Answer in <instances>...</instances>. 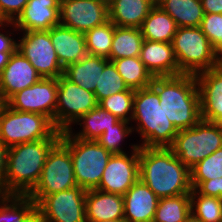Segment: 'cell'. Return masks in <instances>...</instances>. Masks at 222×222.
I'll list each match as a JSON object with an SVG mask.
<instances>
[{"instance_id": "cell-29", "label": "cell", "mask_w": 222, "mask_h": 222, "mask_svg": "<svg viewBox=\"0 0 222 222\" xmlns=\"http://www.w3.org/2000/svg\"><path fill=\"white\" fill-rule=\"evenodd\" d=\"M112 62L130 89L138 90L151 85L154 77L139 56L114 59Z\"/></svg>"}, {"instance_id": "cell-30", "label": "cell", "mask_w": 222, "mask_h": 222, "mask_svg": "<svg viewBox=\"0 0 222 222\" xmlns=\"http://www.w3.org/2000/svg\"><path fill=\"white\" fill-rule=\"evenodd\" d=\"M190 213V194L160 198L152 222H184Z\"/></svg>"}, {"instance_id": "cell-8", "label": "cell", "mask_w": 222, "mask_h": 222, "mask_svg": "<svg viewBox=\"0 0 222 222\" xmlns=\"http://www.w3.org/2000/svg\"><path fill=\"white\" fill-rule=\"evenodd\" d=\"M58 130L43 114L20 112L0 106V140L7 146L50 139Z\"/></svg>"}, {"instance_id": "cell-16", "label": "cell", "mask_w": 222, "mask_h": 222, "mask_svg": "<svg viewBox=\"0 0 222 222\" xmlns=\"http://www.w3.org/2000/svg\"><path fill=\"white\" fill-rule=\"evenodd\" d=\"M41 78L29 60L16 50L0 73V100L5 103L12 95L34 85Z\"/></svg>"}, {"instance_id": "cell-9", "label": "cell", "mask_w": 222, "mask_h": 222, "mask_svg": "<svg viewBox=\"0 0 222 222\" xmlns=\"http://www.w3.org/2000/svg\"><path fill=\"white\" fill-rule=\"evenodd\" d=\"M78 186L74 176L70 151L59 141L48 153L41 176L27 195L34 202L40 197Z\"/></svg>"}, {"instance_id": "cell-5", "label": "cell", "mask_w": 222, "mask_h": 222, "mask_svg": "<svg viewBox=\"0 0 222 222\" xmlns=\"http://www.w3.org/2000/svg\"><path fill=\"white\" fill-rule=\"evenodd\" d=\"M60 142L70 151L77 185L96 189L112 153L97 141L73 137L68 131L61 133Z\"/></svg>"}, {"instance_id": "cell-44", "label": "cell", "mask_w": 222, "mask_h": 222, "mask_svg": "<svg viewBox=\"0 0 222 222\" xmlns=\"http://www.w3.org/2000/svg\"><path fill=\"white\" fill-rule=\"evenodd\" d=\"M23 222H46L41 212L35 208Z\"/></svg>"}, {"instance_id": "cell-28", "label": "cell", "mask_w": 222, "mask_h": 222, "mask_svg": "<svg viewBox=\"0 0 222 222\" xmlns=\"http://www.w3.org/2000/svg\"><path fill=\"white\" fill-rule=\"evenodd\" d=\"M143 41L140 28L115 26L110 61L126 57H138Z\"/></svg>"}, {"instance_id": "cell-17", "label": "cell", "mask_w": 222, "mask_h": 222, "mask_svg": "<svg viewBox=\"0 0 222 222\" xmlns=\"http://www.w3.org/2000/svg\"><path fill=\"white\" fill-rule=\"evenodd\" d=\"M201 104V119L222 123V64L195 75Z\"/></svg>"}, {"instance_id": "cell-11", "label": "cell", "mask_w": 222, "mask_h": 222, "mask_svg": "<svg viewBox=\"0 0 222 222\" xmlns=\"http://www.w3.org/2000/svg\"><path fill=\"white\" fill-rule=\"evenodd\" d=\"M19 50L37 70L42 78H58L63 75L54 45L50 38V30L20 32Z\"/></svg>"}, {"instance_id": "cell-31", "label": "cell", "mask_w": 222, "mask_h": 222, "mask_svg": "<svg viewBox=\"0 0 222 222\" xmlns=\"http://www.w3.org/2000/svg\"><path fill=\"white\" fill-rule=\"evenodd\" d=\"M35 208L27 195L0 194V222H23Z\"/></svg>"}, {"instance_id": "cell-18", "label": "cell", "mask_w": 222, "mask_h": 222, "mask_svg": "<svg viewBox=\"0 0 222 222\" xmlns=\"http://www.w3.org/2000/svg\"><path fill=\"white\" fill-rule=\"evenodd\" d=\"M13 23L20 32L50 30L60 24V0H29Z\"/></svg>"}, {"instance_id": "cell-4", "label": "cell", "mask_w": 222, "mask_h": 222, "mask_svg": "<svg viewBox=\"0 0 222 222\" xmlns=\"http://www.w3.org/2000/svg\"><path fill=\"white\" fill-rule=\"evenodd\" d=\"M159 103V95L151 85L135 90L131 123L136 124H132L133 132L141 138L139 147H170L178 133Z\"/></svg>"}, {"instance_id": "cell-19", "label": "cell", "mask_w": 222, "mask_h": 222, "mask_svg": "<svg viewBox=\"0 0 222 222\" xmlns=\"http://www.w3.org/2000/svg\"><path fill=\"white\" fill-rule=\"evenodd\" d=\"M139 58L153 77L183 74L179 70L172 43L144 40Z\"/></svg>"}, {"instance_id": "cell-3", "label": "cell", "mask_w": 222, "mask_h": 222, "mask_svg": "<svg viewBox=\"0 0 222 222\" xmlns=\"http://www.w3.org/2000/svg\"><path fill=\"white\" fill-rule=\"evenodd\" d=\"M61 131L50 139L8 147L5 195H28L37 184L50 150L60 141Z\"/></svg>"}, {"instance_id": "cell-26", "label": "cell", "mask_w": 222, "mask_h": 222, "mask_svg": "<svg viewBox=\"0 0 222 222\" xmlns=\"http://www.w3.org/2000/svg\"><path fill=\"white\" fill-rule=\"evenodd\" d=\"M177 28L174 19L155 5L140 29L144 40L172 43Z\"/></svg>"}, {"instance_id": "cell-23", "label": "cell", "mask_w": 222, "mask_h": 222, "mask_svg": "<svg viewBox=\"0 0 222 222\" xmlns=\"http://www.w3.org/2000/svg\"><path fill=\"white\" fill-rule=\"evenodd\" d=\"M153 0H108L109 20L118 27L141 28Z\"/></svg>"}, {"instance_id": "cell-24", "label": "cell", "mask_w": 222, "mask_h": 222, "mask_svg": "<svg viewBox=\"0 0 222 222\" xmlns=\"http://www.w3.org/2000/svg\"><path fill=\"white\" fill-rule=\"evenodd\" d=\"M109 62L108 58L87 54L81 60L67 65L63 75L81 88L94 92L100 74Z\"/></svg>"}, {"instance_id": "cell-41", "label": "cell", "mask_w": 222, "mask_h": 222, "mask_svg": "<svg viewBox=\"0 0 222 222\" xmlns=\"http://www.w3.org/2000/svg\"><path fill=\"white\" fill-rule=\"evenodd\" d=\"M195 190L202 195L222 199V177L201 182Z\"/></svg>"}, {"instance_id": "cell-34", "label": "cell", "mask_w": 222, "mask_h": 222, "mask_svg": "<svg viewBox=\"0 0 222 222\" xmlns=\"http://www.w3.org/2000/svg\"><path fill=\"white\" fill-rule=\"evenodd\" d=\"M191 186L195 189L201 182L222 177V147L190 169Z\"/></svg>"}, {"instance_id": "cell-10", "label": "cell", "mask_w": 222, "mask_h": 222, "mask_svg": "<svg viewBox=\"0 0 222 222\" xmlns=\"http://www.w3.org/2000/svg\"><path fill=\"white\" fill-rule=\"evenodd\" d=\"M97 106L94 92L81 88L64 75L58 77L55 111V128L58 131H68L77 120Z\"/></svg>"}, {"instance_id": "cell-15", "label": "cell", "mask_w": 222, "mask_h": 222, "mask_svg": "<svg viewBox=\"0 0 222 222\" xmlns=\"http://www.w3.org/2000/svg\"><path fill=\"white\" fill-rule=\"evenodd\" d=\"M109 20L108 0H60V24L86 33Z\"/></svg>"}, {"instance_id": "cell-2", "label": "cell", "mask_w": 222, "mask_h": 222, "mask_svg": "<svg viewBox=\"0 0 222 222\" xmlns=\"http://www.w3.org/2000/svg\"><path fill=\"white\" fill-rule=\"evenodd\" d=\"M151 86L157 91L167 118L178 131L191 128L201 120L200 92L195 75L154 77Z\"/></svg>"}, {"instance_id": "cell-45", "label": "cell", "mask_w": 222, "mask_h": 222, "mask_svg": "<svg viewBox=\"0 0 222 222\" xmlns=\"http://www.w3.org/2000/svg\"><path fill=\"white\" fill-rule=\"evenodd\" d=\"M14 52H0V73L5 68L11 54Z\"/></svg>"}, {"instance_id": "cell-25", "label": "cell", "mask_w": 222, "mask_h": 222, "mask_svg": "<svg viewBox=\"0 0 222 222\" xmlns=\"http://www.w3.org/2000/svg\"><path fill=\"white\" fill-rule=\"evenodd\" d=\"M119 121L115 115L98 105L74 123L73 126L77 124L82 127L81 130L77 132L71 127L68 132L79 139L96 141L106 129L113 127Z\"/></svg>"}, {"instance_id": "cell-46", "label": "cell", "mask_w": 222, "mask_h": 222, "mask_svg": "<svg viewBox=\"0 0 222 222\" xmlns=\"http://www.w3.org/2000/svg\"><path fill=\"white\" fill-rule=\"evenodd\" d=\"M184 222H202L197 216L192 212L186 217Z\"/></svg>"}, {"instance_id": "cell-38", "label": "cell", "mask_w": 222, "mask_h": 222, "mask_svg": "<svg viewBox=\"0 0 222 222\" xmlns=\"http://www.w3.org/2000/svg\"><path fill=\"white\" fill-rule=\"evenodd\" d=\"M200 29L211 42L215 53L222 60V14L204 13Z\"/></svg>"}, {"instance_id": "cell-1", "label": "cell", "mask_w": 222, "mask_h": 222, "mask_svg": "<svg viewBox=\"0 0 222 222\" xmlns=\"http://www.w3.org/2000/svg\"><path fill=\"white\" fill-rule=\"evenodd\" d=\"M139 179L160 198L190 194V169L169 147H139Z\"/></svg>"}, {"instance_id": "cell-40", "label": "cell", "mask_w": 222, "mask_h": 222, "mask_svg": "<svg viewBox=\"0 0 222 222\" xmlns=\"http://www.w3.org/2000/svg\"><path fill=\"white\" fill-rule=\"evenodd\" d=\"M29 0H0V19L2 21H14Z\"/></svg>"}, {"instance_id": "cell-6", "label": "cell", "mask_w": 222, "mask_h": 222, "mask_svg": "<svg viewBox=\"0 0 222 222\" xmlns=\"http://www.w3.org/2000/svg\"><path fill=\"white\" fill-rule=\"evenodd\" d=\"M172 45L183 74L196 75L221 65L220 57L200 27H178Z\"/></svg>"}, {"instance_id": "cell-27", "label": "cell", "mask_w": 222, "mask_h": 222, "mask_svg": "<svg viewBox=\"0 0 222 222\" xmlns=\"http://www.w3.org/2000/svg\"><path fill=\"white\" fill-rule=\"evenodd\" d=\"M178 27H200L204 17L201 0H160L156 3Z\"/></svg>"}, {"instance_id": "cell-13", "label": "cell", "mask_w": 222, "mask_h": 222, "mask_svg": "<svg viewBox=\"0 0 222 222\" xmlns=\"http://www.w3.org/2000/svg\"><path fill=\"white\" fill-rule=\"evenodd\" d=\"M58 78H41L34 85L12 95L5 104L13 110L43 114L55 126Z\"/></svg>"}, {"instance_id": "cell-36", "label": "cell", "mask_w": 222, "mask_h": 222, "mask_svg": "<svg viewBox=\"0 0 222 222\" xmlns=\"http://www.w3.org/2000/svg\"><path fill=\"white\" fill-rule=\"evenodd\" d=\"M135 90L128 89L102 99L98 105L118 119L131 123Z\"/></svg>"}, {"instance_id": "cell-39", "label": "cell", "mask_w": 222, "mask_h": 222, "mask_svg": "<svg viewBox=\"0 0 222 222\" xmlns=\"http://www.w3.org/2000/svg\"><path fill=\"white\" fill-rule=\"evenodd\" d=\"M14 29H9V28ZM8 28V29H6ZM3 30H7L5 33L1 32ZM10 30V31H9ZM16 31V32H15ZM19 31L12 21H2L0 22V52H15L18 47V39H14L13 36L15 33ZM15 32V33H14Z\"/></svg>"}, {"instance_id": "cell-47", "label": "cell", "mask_w": 222, "mask_h": 222, "mask_svg": "<svg viewBox=\"0 0 222 222\" xmlns=\"http://www.w3.org/2000/svg\"><path fill=\"white\" fill-rule=\"evenodd\" d=\"M85 222H127L125 219H116V220H91V219H86Z\"/></svg>"}, {"instance_id": "cell-32", "label": "cell", "mask_w": 222, "mask_h": 222, "mask_svg": "<svg viewBox=\"0 0 222 222\" xmlns=\"http://www.w3.org/2000/svg\"><path fill=\"white\" fill-rule=\"evenodd\" d=\"M115 25L108 20L85 33L86 49L89 55L101 56L110 60Z\"/></svg>"}, {"instance_id": "cell-21", "label": "cell", "mask_w": 222, "mask_h": 222, "mask_svg": "<svg viewBox=\"0 0 222 222\" xmlns=\"http://www.w3.org/2000/svg\"><path fill=\"white\" fill-rule=\"evenodd\" d=\"M50 38L63 68L88 54L84 33L59 24L50 29Z\"/></svg>"}, {"instance_id": "cell-20", "label": "cell", "mask_w": 222, "mask_h": 222, "mask_svg": "<svg viewBox=\"0 0 222 222\" xmlns=\"http://www.w3.org/2000/svg\"><path fill=\"white\" fill-rule=\"evenodd\" d=\"M127 222H152L159 202L156 194L141 180L123 195Z\"/></svg>"}, {"instance_id": "cell-42", "label": "cell", "mask_w": 222, "mask_h": 222, "mask_svg": "<svg viewBox=\"0 0 222 222\" xmlns=\"http://www.w3.org/2000/svg\"><path fill=\"white\" fill-rule=\"evenodd\" d=\"M8 147L0 140V194H5Z\"/></svg>"}, {"instance_id": "cell-33", "label": "cell", "mask_w": 222, "mask_h": 222, "mask_svg": "<svg viewBox=\"0 0 222 222\" xmlns=\"http://www.w3.org/2000/svg\"><path fill=\"white\" fill-rule=\"evenodd\" d=\"M191 212L202 222H222V199L199 194L195 189L190 193Z\"/></svg>"}, {"instance_id": "cell-14", "label": "cell", "mask_w": 222, "mask_h": 222, "mask_svg": "<svg viewBox=\"0 0 222 222\" xmlns=\"http://www.w3.org/2000/svg\"><path fill=\"white\" fill-rule=\"evenodd\" d=\"M129 146L130 154H112L96 189L123 196L139 179V146Z\"/></svg>"}, {"instance_id": "cell-22", "label": "cell", "mask_w": 222, "mask_h": 222, "mask_svg": "<svg viewBox=\"0 0 222 222\" xmlns=\"http://www.w3.org/2000/svg\"><path fill=\"white\" fill-rule=\"evenodd\" d=\"M85 212L91 220L124 219V198L98 189L86 190Z\"/></svg>"}, {"instance_id": "cell-7", "label": "cell", "mask_w": 222, "mask_h": 222, "mask_svg": "<svg viewBox=\"0 0 222 222\" xmlns=\"http://www.w3.org/2000/svg\"><path fill=\"white\" fill-rule=\"evenodd\" d=\"M222 147V123L201 119L195 126L178 131L169 147L189 169Z\"/></svg>"}, {"instance_id": "cell-43", "label": "cell", "mask_w": 222, "mask_h": 222, "mask_svg": "<svg viewBox=\"0 0 222 222\" xmlns=\"http://www.w3.org/2000/svg\"><path fill=\"white\" fill-rule=\"evenodd\" d=\"M203 11L206 14H222V0H201Z\"/></svg>"}, {"instance_id": "cell-12", "label": "cell", "mask_w": 222, "mask_h": 222, "mask_svg": "<svg viewBox=\"0 0 222 222\" xmlns=\"http://www.w3.org/2000/svg\"><path fill=\"white\" fill-rule=\"evenodd\" d=\"M86 190L79 186L40 197L35 203L46 222H85Z\"/></svg>"}, {"instance_id": "cell-35", "label": "cell", "mask_w": 222, "mask_h": 222, "mask_svg": "<svg viewBox=\"0 0 222 222\" xmlns=\"http://www.w3.org/2000/svg\"><path fill=\"white\" fill-rule=\"evenodd\" d=\"M129 87L125 84L122 76L118 73L113 62H109L100 74L99 82L95 88V97L99 103L102 99L116 93L127 91Z\"/></svg>"}, {"instance_id": "cell-37", "label": "cell", "mask_w": 222, "mask_h": 222, "mask_svg": "<svg viewBox=\"0 0 222 222\" xmlns=\"http://www.w3.org/2000/svg\"><path fill=\"white\" fill-rule=\"evenodd\" d=\"M132 133L134 134L132 124L120 120L113 127L106 129L96 141L112 154H122L126 153L122 146L124 139Z\"/></svg>"}]
</instances>
